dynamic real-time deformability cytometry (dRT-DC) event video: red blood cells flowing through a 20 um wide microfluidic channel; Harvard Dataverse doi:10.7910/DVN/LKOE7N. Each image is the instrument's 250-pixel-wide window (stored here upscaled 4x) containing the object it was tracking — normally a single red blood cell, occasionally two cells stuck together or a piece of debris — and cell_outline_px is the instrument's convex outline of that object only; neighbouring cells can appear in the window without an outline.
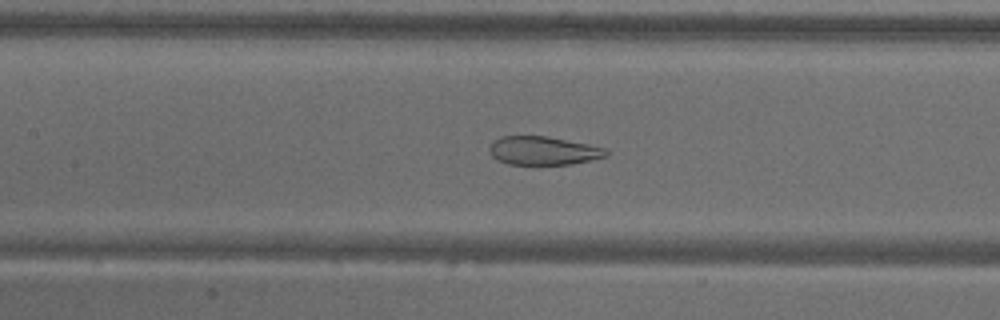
{"species": "common noctule bat (a hibernating species)", "species_latin": "Nyctalus noctula", "temperature_condition": "warm", "stored_images_in_passage": 39, "camera_frame_rate_fps": 3000, "um_per_image_px": 0.085, "animal": {"sex": "male", "body_mass_g": 18.8}, "frame": {"image": 1, "passage_image": 8, "time_ms": 2.333, "image_size_px": [1000, 320], "cell_outline_px": [[608, 156], [592, 160], [572, 164], [508, 164], [496, 160], [492, 156], [488, 148], [492, 140], [500, 136], [548, 136], [608, 148]], "centroid_in_image_um": [46.17, 12.8], "position_along_channel_um": 161.2, "area_um2": 19.65}}
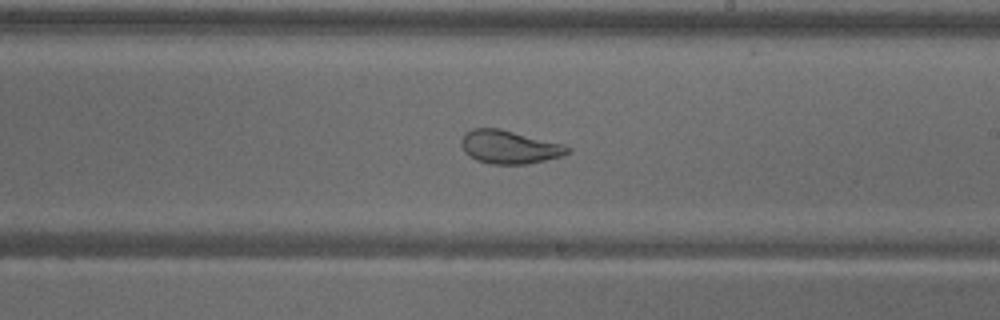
{"frame": {"image": 2, "passage_image": 15, "time_ms": 4.667, "image_size_px": [1000, 320], "cell_outline_px": [[572, 148], [568, 152], [560, 156], [528, 164], [492, 164], [476, 160], [464, 152], [460, 144], [460, 140], [464, 132], [472, 128], [500, 128], [564, 144]], "centroid_in_image_um": [43.25, 12.48], "position_along_channel_um": 245.8, "area_um2": 20.75}}
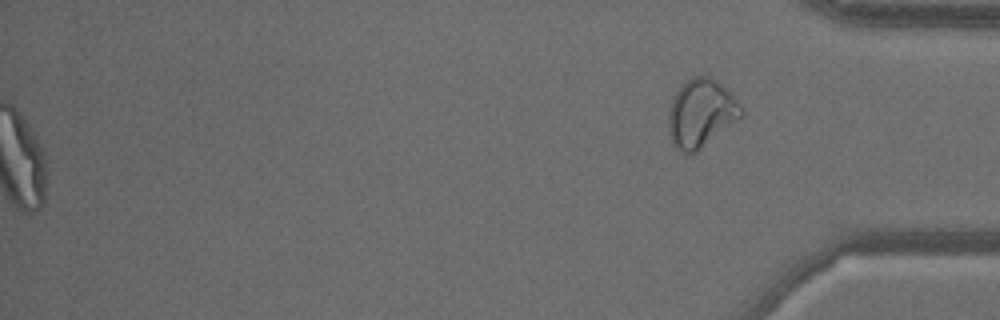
{"frame": {"image": 3, "passage_image": 39, "time_ms": 12.667, "image_size_px": [1000, 320], "cell_outline_px": [[744, 116], [696, 152], [684, 152], [672, 140], [668, 132], [668, 108], [672, 96], [692, 76], [708, 76], [716, 80], [744, 108]], "centroid_in_image_um": [59.59, 9.61], "position_along_channel_um": 375.6, "area_um2": 28.55}}